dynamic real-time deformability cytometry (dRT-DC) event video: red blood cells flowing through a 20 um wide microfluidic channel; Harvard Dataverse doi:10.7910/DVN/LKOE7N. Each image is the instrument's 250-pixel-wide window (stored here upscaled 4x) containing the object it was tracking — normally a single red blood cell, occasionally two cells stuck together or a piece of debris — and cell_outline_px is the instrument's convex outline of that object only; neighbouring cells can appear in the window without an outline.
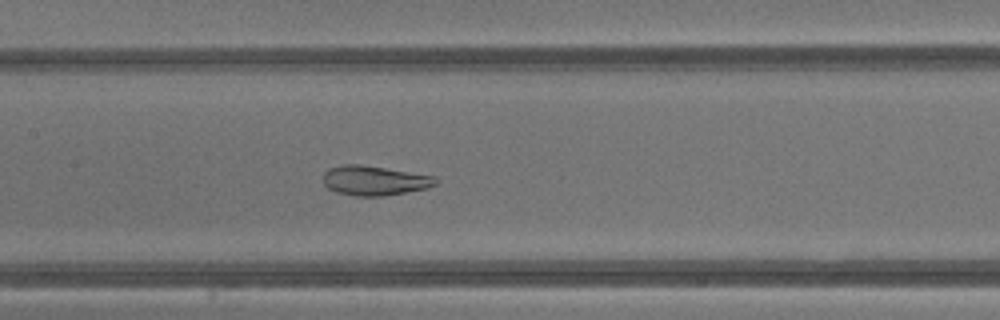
{"species": "common noctule bat (a hibernating species)", "species_latin": "Nyctalus noctula", "temperature_condition": "warm", "stored_images_in_passage": 33, "camera_frame_rate_fps": 3000, "um_per_image_px": 0.085, "animal": {"sex": "male", "body_mass_g": 13.3}, "frame": {"image": 1, "passage_image": 11, "time_ms": 3.333, "image_size_px": [1000, 320], "cell_outline_px": [[440, 180], [436, 184], [428, 188], [384, 196], [356, 196], [336, 192], [328, 188], [324, 184], [324, 172], [328, 168], [344, 164], [356, 164], [384, 168], [436, 176]], "centroid_in_image_um": [31.85, 15.35], "position_along_channel_um": 175.6, "area_um2": 19.42}}
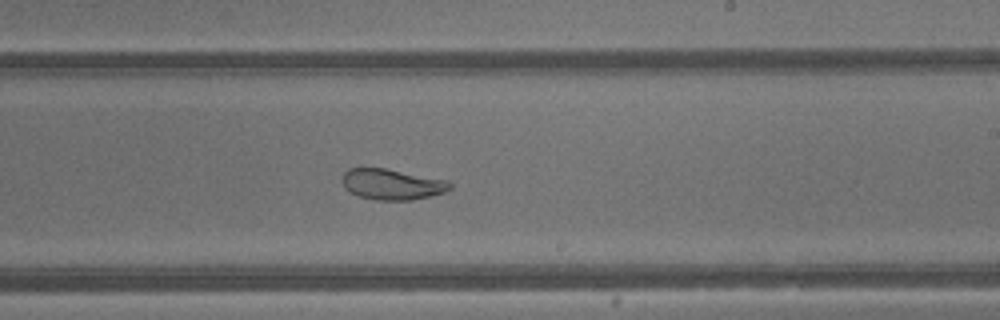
{"frame": {"image": 2, "passage_image": 16, "time_ms": 5.0, "image_size_px": [1000, 320], "cell_outline_px": [[452, 188], [444, 192], [412, 200], [376, 200], [360, 196], [344, 188], [340, 180], [344, 172], [348, 168], [384, 168], [448, 180], [452, 184]], "centroid_in_image_um": [33.3, 15.66], "position_along_channel_um": 255.7, "area_um2": 19.31}}
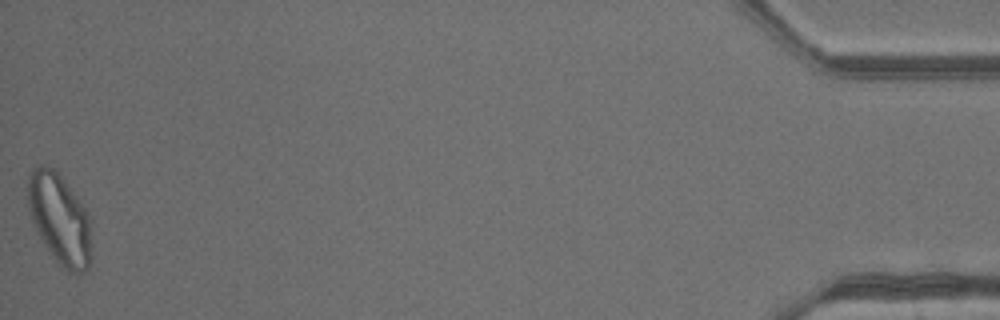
{"frame": {"image": 3, "passage_image": 33, "time_ms": 10.667, "image_size_px": [1000, 320], "cell_outline_px": [[92, 256], [88, 268], [84, 272], [68, 272], [52, 256], [36, 232], [32, 224], [28, 208], [28, 176], [32, 168], [40, 164], [44, 164], [52, 168], [60, 176], [76, 196], [88, 212]], "centroid_in_image_um": [5.05, 18.62], "position_along_channel_um": 430.2, "area_um2": 33.58}, "authors_computed_cell_mechanics": {"area_um2": 21.9062, "velocity_mm_per_s": 4.8338, "shape_relaxation_time_tau1_ms": null, "shape_relaxation_time_tau2_ms": 0.8001, "deformation_change_tau1": null, "deformation_change_tau2": 0.0794}}